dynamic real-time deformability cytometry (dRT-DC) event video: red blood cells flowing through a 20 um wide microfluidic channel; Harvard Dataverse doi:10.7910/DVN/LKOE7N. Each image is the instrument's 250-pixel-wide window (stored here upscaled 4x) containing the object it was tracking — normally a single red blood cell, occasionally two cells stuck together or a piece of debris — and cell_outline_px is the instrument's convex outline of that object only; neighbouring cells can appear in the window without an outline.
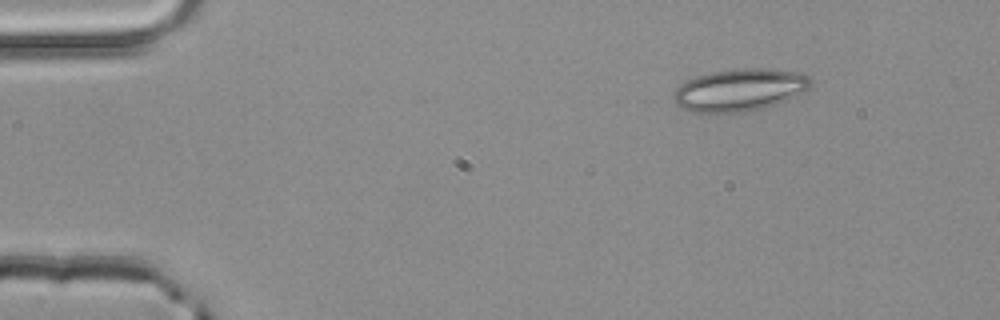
{"species": "common noctule bat (a hibernating species)", "species_latin": "Nyctalus noctula", "temperature_condition": "room temperature", "stored_images_in_passage": 45, "camera_frame_rate_fps": 3000, "um_per_image_px": 0.085, "animal": {"sex": "male", "body_mass_g": 20.4}, "frame": {"image": 1, "passage_image": 1, "time_ms": 0.0, "image_size_px": [1000, 320], "cell_outline_px": [[812, 84], [808, 88], [788, 100], [776, 104], [744, 112], [692, 112], [676, 104], [672, 96], [676, 88], [680, 84], [696, 76], [712, 72], [740, 68], [768, 68], [800, 72], [808, 76], [812, 80]], "centroid_in_image_um": [62.88, 7.63], "position_along_channel_um": 22.1, "area_um2": 33.76}}
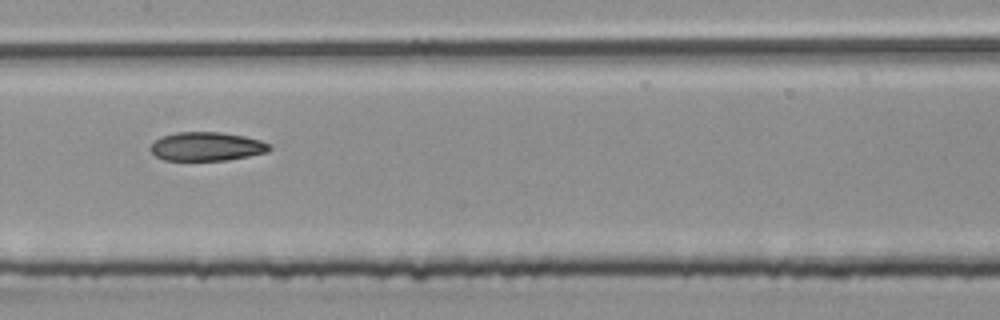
{"frame": {"image": 2, "passage_image": 20, "time_ms": 6.333, "image_size_px": [1000, 320], "cell_outline_px": [[272, 148], [268, 152], [228, 160], [164, 160], [156, 156], [148, 148], [160, 136], [176, 132], [220, 132], [244, 136], [260, 140], [268, 144]], "centroid_in_image_um": [17.55, 12.45], "position_along_channel_um": 189.9, "area_um2": 19.94}}
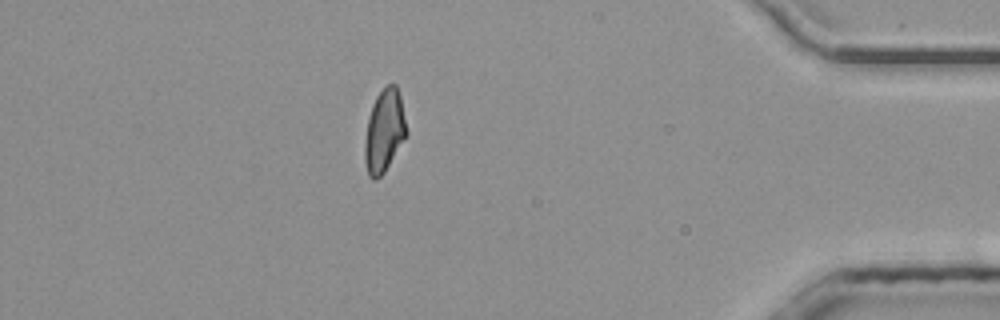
{"frame": {"image": 3, "passage_image": 39, "time_ms": 12.667, "image_size_px": [1000, 320], "cell_outline_px": [[408, 132], [384, 172], [376, 180], [372, 180], [368, 176], [364, 160], [364, 144], [368, 116], [372, 104], [376, 96], [384, 84], [396, 84], [400, 96]], "centroid_in_image_um": [32.64, 11.11], "position_along_channel_um": 402.6, "area_um2": 20.23}, "authors_computed_cell_mechanics": {"area_um2": 20.6346, "velocity_mm_per_s": 4.0649, "shape_relaxation_time_tau1_ms": null, "shape_relaxation_time_tau2_ms": 7.1826, "deformation_change_tau1": null, "deformation_change_tau2": 0.1541}}